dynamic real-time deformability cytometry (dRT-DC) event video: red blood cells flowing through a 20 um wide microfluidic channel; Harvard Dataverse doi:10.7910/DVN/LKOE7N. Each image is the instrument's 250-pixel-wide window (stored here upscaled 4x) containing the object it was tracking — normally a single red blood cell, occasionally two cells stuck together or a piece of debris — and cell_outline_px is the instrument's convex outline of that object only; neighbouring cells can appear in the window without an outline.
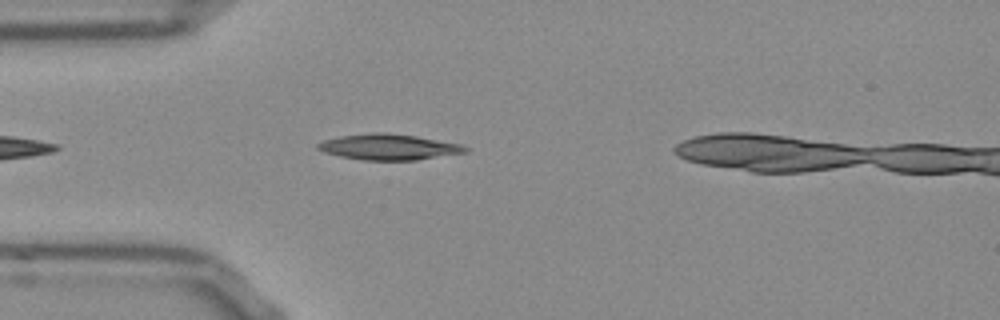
{"species": "Egyptian fruit bat (a non-hibernating species)", "species_latin": "Rousettus aegyptiacus", "temperature_condition": "room temperature", "stored_images_in_passage": 8, "camera_frame_rate_fps": 3000, "um_per_image_px": 0.085, "frame": {"image": 1, "passage_image": 4, "time_ms": 1.0, "image_size_px": [1000, 320], "cell_outline_px": [[468, 152], [416, 160], [364, 160], [340, 156], [324, 152], [316, 148], [316, 144], [324, 140], [340, 136], [376, 132], [384, 132], [416, 136], [460, 144], [468, 148]], "centroid_in_image_um": [33.03, 12.49], "position_along_channel_um": 52.0, "area_um2": 22.02}}
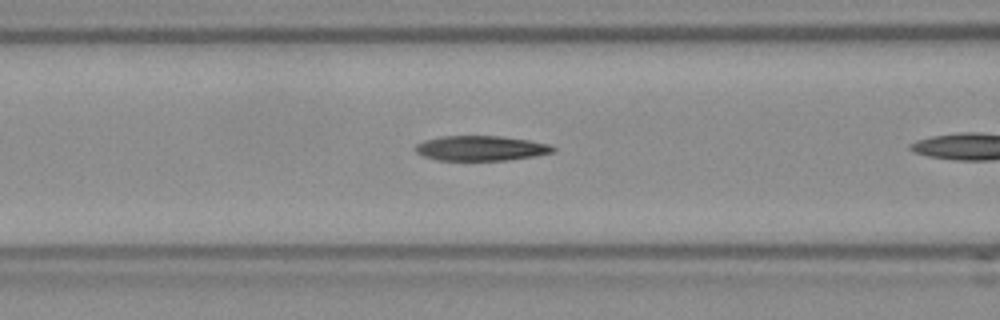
{"frame": {"image": 2, "passage_image": 7, "time_ms": 2.0, "image_size_px": [1000, 320], "cell_outline_px": [[556, 152], [536, 156], [508, 160], [440, 160], [424, 156], [416, 152], [416, 144], [424, 140], [440, 136], [500, 136], [528, 140], [548, 144], [556, 148]], "centroid_in_image_um": [40.91, 12.6], "position_along_channel_um": 125.7, "area_um2": 20.0}}